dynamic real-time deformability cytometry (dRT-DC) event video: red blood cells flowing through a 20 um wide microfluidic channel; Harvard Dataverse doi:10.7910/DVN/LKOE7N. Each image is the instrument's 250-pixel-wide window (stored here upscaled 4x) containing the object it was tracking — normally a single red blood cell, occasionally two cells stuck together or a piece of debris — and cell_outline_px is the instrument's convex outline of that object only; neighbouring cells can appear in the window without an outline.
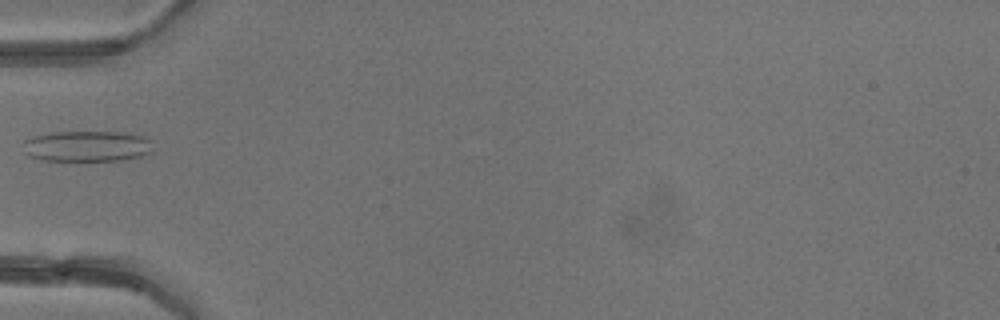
{"species": "common noctule bat (a hibernating species)", "species_latin": "Nyctalus noctula", "temperature_condition": "warm", "stored_images_in_passage": 6, "camera_frame_rate_fps": 3000, "um_per_image_px": 0.085, "animal": {"sex": "female"}, "frame": {"image": 1, "passage_image": 6, "time_ms": 5.667, "image_size_px": [1000, 320], "cell_outline_px": [[152, 152], [140, 156], [124, 160], [40, 160], [28, 156], [24, 152], [24, 140], [36, 136], [52, 132], [120, 132], [144, 136], [152, 140]], "centroid_in_image_um": [7.42, 12.42], "position_along_channel_um": 77.6, "area_um2": 23.35}}